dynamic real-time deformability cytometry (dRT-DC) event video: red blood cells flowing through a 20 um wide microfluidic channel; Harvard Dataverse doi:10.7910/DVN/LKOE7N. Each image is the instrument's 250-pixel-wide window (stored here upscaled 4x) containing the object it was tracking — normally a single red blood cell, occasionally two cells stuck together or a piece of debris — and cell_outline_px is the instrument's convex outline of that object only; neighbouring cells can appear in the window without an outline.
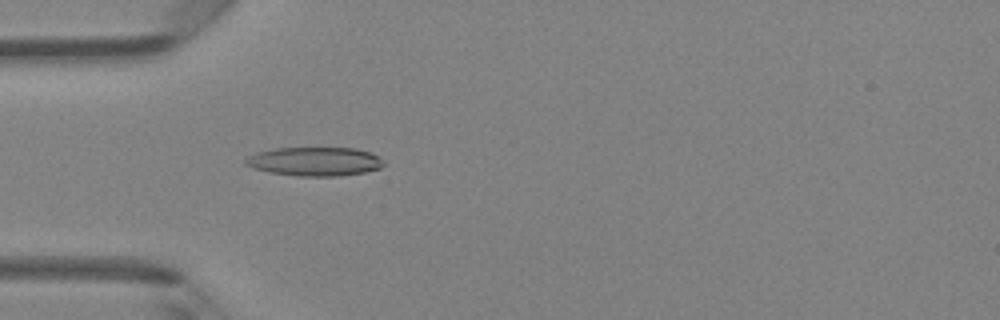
{"species": "Egyptian fruit bat (a non-hibernating species)", "species_latin": "Rousettus aegyptiacus", "temperature_condition": "room temperature", "stored_images_in_passage": 47, "camera_frame_rate_fps": 3000, "um_per_image_px": 0.085, "animal": {"sex": "female"}, "frame": {"image": 1, "passage_image": 14, "time_ms": 4.333, "image_size_px": [1000, 320], "cell_outline_px": [[384, 164], [380, 168], [364, 172], [340, 176], [296, 176], [272, 172], [252, 168], [244, 164], [244, 160], [248, 156], [256, 152], [276, 148], [356, 148], [380, 156], [384, 160]], "centroid_in_image_um": [26.75, 13.72], "position_along_channel_um": 58.2, "area_um2": 23.29}}
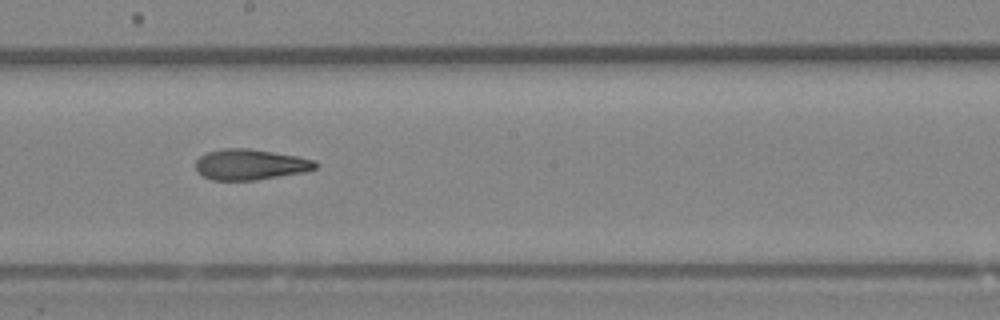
{"frame": {"image": 2, "passage_image": 26, "time_ms": 8.333, "image_size_px": [1000, 320], "cell_outline_px": [[320, 164], [316, 168], [304, 172], [256, 180], [212, 180], [204, 176], [196, 168], [196, 160], [200, 156], [208, 152], [224, 148], [248, 148], [296, 156], [316, 160]], "centroid_in_image_um": [21.3, 13.98], "position_along_channel_um": 226.9, "area_um2": 21.33}}
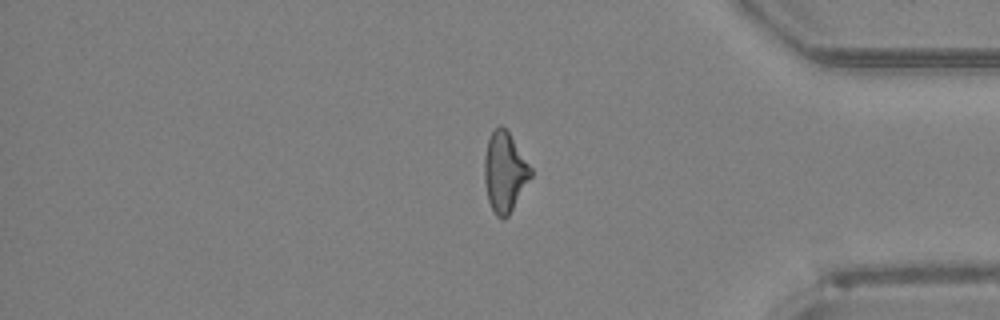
{"frame": {"image": 3, "passage_image": 39, "time_ms": 12.667, "image_size_px": [1000, 320], "cell_outline_px": [[532, 176], [508, 216], [504, 220], [500, 220], [496, 216], [488, 200], [484, 180], [484, 156], [488, 140], [492, 132], [500, 124], [508, 132], [532, 168]], "centroid_in_image_um": [42.89, 14.65], "position_along_channel_um": 392.3, "area_um2": 21.44}, "authors_computed_cell_mechanics": {"area_um2": 22.1374, "velocity_mm_per_s": 4.3221, "shape_relaxation_time_tau1_ms": 3.5901, "shape_relaxation_time_tau2_ms": 2.7313, "deformation_change_tau1": 0.1721, "deformation_change_tau2": 0.1256}}